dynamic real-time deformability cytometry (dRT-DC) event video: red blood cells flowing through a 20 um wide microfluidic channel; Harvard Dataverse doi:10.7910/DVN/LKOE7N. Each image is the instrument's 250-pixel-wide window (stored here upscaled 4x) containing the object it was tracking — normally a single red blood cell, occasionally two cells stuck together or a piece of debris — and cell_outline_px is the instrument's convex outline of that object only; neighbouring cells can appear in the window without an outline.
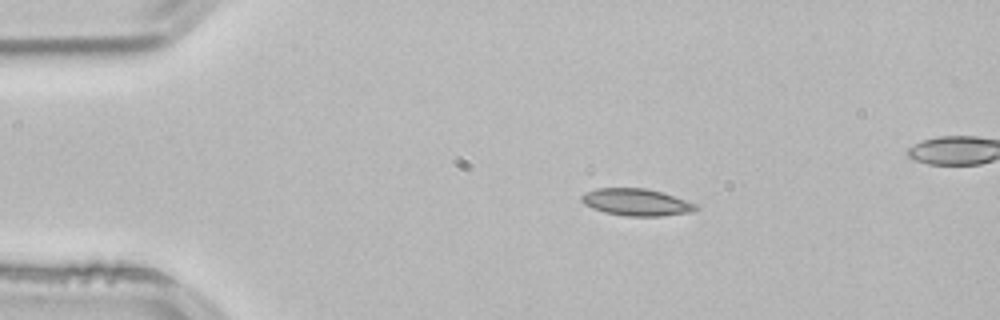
{"species": "common noctule bat (a hibernating species)", "species_latin": "Nyctalus noctula", "temperature_condition": "room temperature", "stored_images_in_passage": 3, "segment_of_instrument_passage": [1, 2], "camera_frame_rate_fps": 3000, "um_per_image_px": 0.085, "animal": {"sex": "male", "body_mass_g": 21.5, "forearm_length_mm": 52.0}, "frame": {"image": 1, "passage_image": 1, "time_ms": 0.0, "image_size_px": [1000, 320], "cell_outline_px": [[700, 208], [692, 212], [660, 216], [628, 216], [604, 212], [592, 208], [584, 204], [580, 200], [580, 196], [584, 192], [596, 188], [648, 188], [664, 192], [696, 204]], "centroid_in_image_um": [54.08, 17.18], "position_along_channel_um": 30.9, "area_um2": 18.21}}